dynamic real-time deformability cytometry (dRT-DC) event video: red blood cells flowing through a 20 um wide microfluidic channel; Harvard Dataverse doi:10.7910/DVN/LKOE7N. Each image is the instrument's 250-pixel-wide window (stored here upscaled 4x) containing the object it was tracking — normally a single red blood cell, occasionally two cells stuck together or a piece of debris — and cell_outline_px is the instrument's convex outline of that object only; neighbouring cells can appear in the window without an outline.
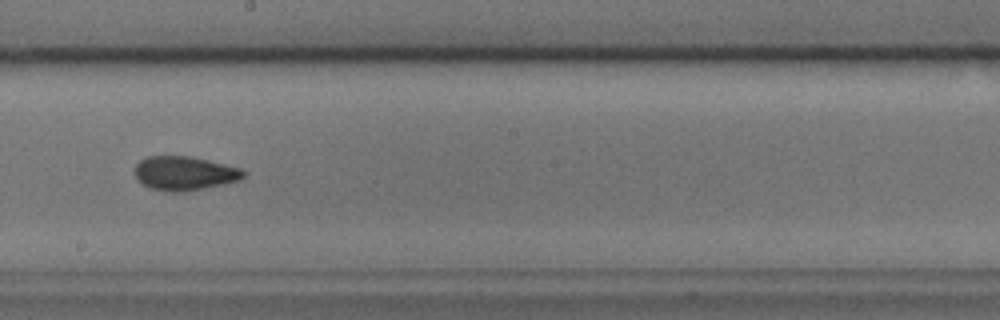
{"species": "common noctule bat (a hibernating species)", "species_latin": "Nyctalus noctula", "temperature_condition": "cold", "stored_images_in_passage": 35, "camera_frame_rate_fps": 3000, "um_per_image_px": 0.085, "animal": {"sex": "male", "body_mass_g": 17.9, "forearm_length_mm": 54.2}, "frame": {"image": 1, "passage_image": 16, "time_ms": 5.0, "image_size_px": [1000, 320], "cell_outline_px": [[244, 176], [240, 180], [224, 184], [184, 192], [172, 192], [152, 188], [136, 180], [136, 164], [140, 160], [148, 156], [192, 156], [240, 168], [244, 172]], "centroid_in_image_um": [15.68, 14.72], "position_along_channel_um": 232.5, "area_um2": 21.39}, "authors_computed_cell_mechanics": {"area_um2": 21.1548, "velocity_mm_per_s": 3.8163, "shape_relaxation_time_tau1_ms": 5.7499, "shape_relaxation_time_tau2_ms": 1.7053, "deformation_change_tau1": 0.1166, "deformation_change_tau2": 0.0743}}